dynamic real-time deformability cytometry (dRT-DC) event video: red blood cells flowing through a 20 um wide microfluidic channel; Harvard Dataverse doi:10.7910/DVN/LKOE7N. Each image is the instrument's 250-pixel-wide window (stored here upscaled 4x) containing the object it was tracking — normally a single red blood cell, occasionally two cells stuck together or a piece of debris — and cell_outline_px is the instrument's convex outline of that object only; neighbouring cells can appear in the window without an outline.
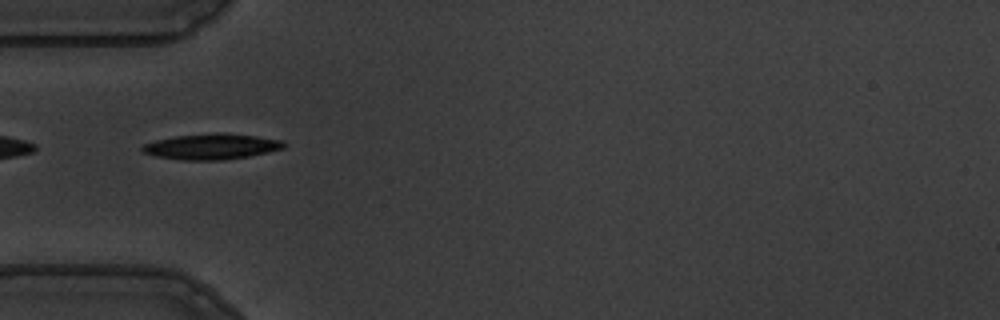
{"species": "common noctule bat (a hibernating species)", "species_latin": "Nyctalus noctula", "temperature_condition": "warm", "stored_images_in_passage": 39, "camera_frame_rate_fps": 3000, "um_per_image_px": 0.085, "animal": {"sex": "male", "body_mass_g": 19.5, "forearm_length_mm": 54.6}, "frame": {"image": 1, "passage_image": 1, "time_ms": 0.0, "image_size_px": [1000, 320], "cell_outline_px": [[284, 148], [268, 152], [248, 156], [220, 160], [184, 160], [156, 156], [144, 152], [140, 148], [144, 144], [156, 140], [176, 136], [216, 132], [220, 132], [256, 136], [280, 140], [284, 144]], "centroid_in_image_um": [17.96, 12.45], "position_along_channel_um": 67.0, "area_um2": 20.92}}
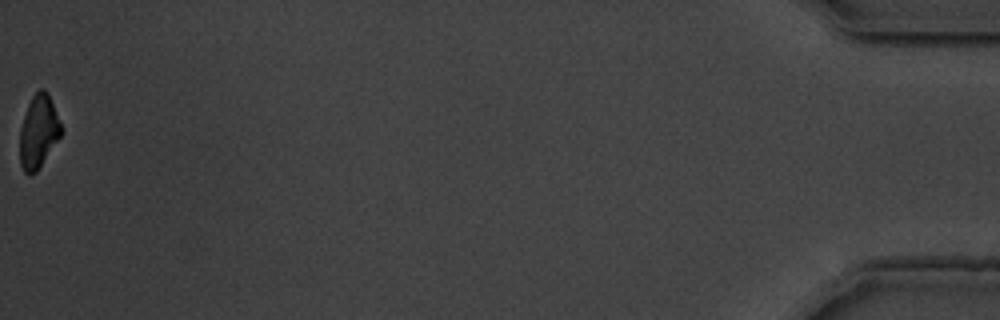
{"frame": {"image": 2, "passage_image": 39, "time_ms": 12.667, "image_size_px": [1000, 320], "cell_outline_px": [[60, 136], [36, 172], [28, 176], [24, 172], [20, 164], [20, 128], [28, 104], [32, 96], [40, 88], [44, 88], [48, 92], [60, 124]], "centroid_in_image_um": [3.24, 11.19], "position_along_channel_um": 432.0, "area_um2": 17.22}, "authors_computed_cell_mechanics": {"area_um2": 19.941, "velocity_mm_per_s": 3.6703, "shape_relaxation_time_tau1_ms": 3.216, "shape_relaxation_time_tau2_ms": 9.9876, "deformation_change_tau1": 0.1471, "deformation_change_tau2": 0.1817}}